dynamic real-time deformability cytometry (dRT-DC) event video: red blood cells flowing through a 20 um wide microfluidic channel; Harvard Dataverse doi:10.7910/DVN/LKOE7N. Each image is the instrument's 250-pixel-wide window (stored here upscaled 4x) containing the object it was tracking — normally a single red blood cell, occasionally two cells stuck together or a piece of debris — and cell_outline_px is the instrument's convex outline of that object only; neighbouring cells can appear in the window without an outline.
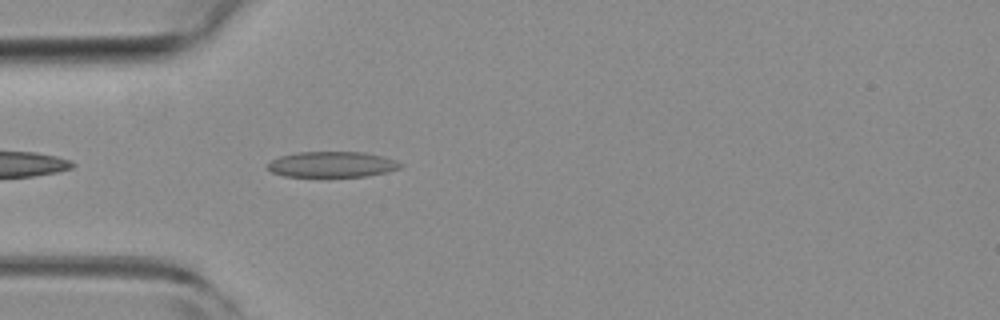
{"species": "common noctule bat (a hibernating species)", "species_latin": "Nyctalus noctula", "temperature_condition": "room temperature", "stored_images_in_passage": 2, "camera_frame_rate_fps": 3000, "um_per_image_px": 0.085, "animal": {"sex": "female", "body_mass_g": 19.3, "forearm_length_mm": 54.1}, "frame": {"image": 1, "passage_image": 2, "time_ms": 0.333, "image_size_px": [1000, 320], "cell_outline_px": [[404, 164], [400, 168], [388, 172], [368, 176], [284, 176], [272, 172], [268, 168], [268, 164], [272, 160], [280, 156], [296, 152], [364, 152], [384, 156], [396, 160]], "centroid_in_image_um": [28.28, 13.97], "position_along_channel_um": 56.7, "area_um2": 19.88}}